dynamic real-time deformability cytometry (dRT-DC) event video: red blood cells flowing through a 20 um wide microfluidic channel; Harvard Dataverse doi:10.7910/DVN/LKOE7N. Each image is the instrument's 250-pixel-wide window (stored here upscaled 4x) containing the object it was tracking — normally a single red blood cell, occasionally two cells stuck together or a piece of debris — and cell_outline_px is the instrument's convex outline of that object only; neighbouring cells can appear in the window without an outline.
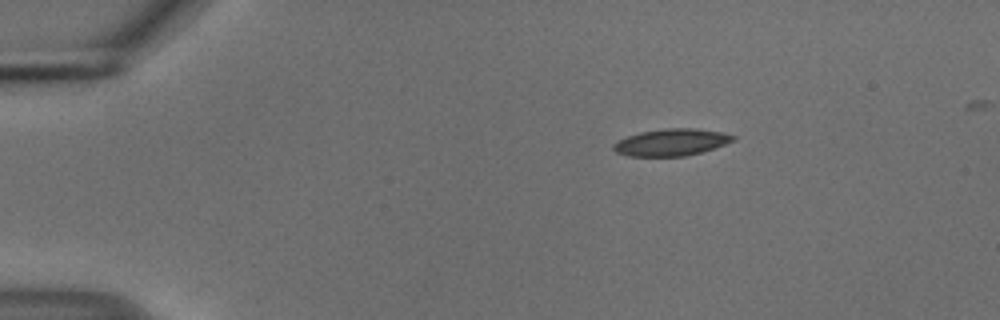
{"species": "common noctule bat (a hibernating species)", "species_latin": "Nyctalus noctula", "temperature_condition": "cold", "stored_images_in_passage": 45, "camera_frame_rate_fps": 3000, "um_per_image_px": 0.085, "animal": {"sex": "male", "body_mass_g": 18.8}, "frame": {"image": 1, "passage_image": 1, "time_ms": 0.0, "image_size_px": [1000, 320], "cell_outline_px": [[736, 140], [700, 152], [684, 156], [628, 156], [616, 152], [612, 148], [612, 144], [616, 140], [640, 132], [664, 128], [692, 128], [720, 132], [736, 136]], "centroid_in_image_um": [57.01, 12.09], "position_along_channel_um": 28.0, "area_um2": 18.67}}
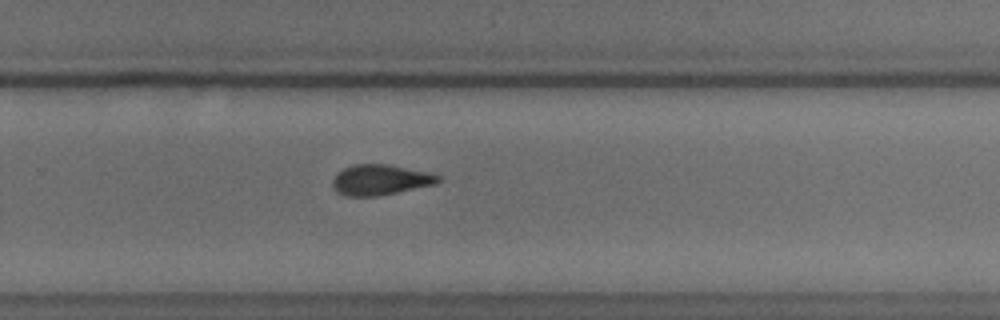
{"frame": {"image": 2, "passage_image": 28, "time_ms": 9.0, "image_size_px": [1000, 320], "cell_outline_px": [[440, 180], [436, 184], [376, 196], [348, 196], [336, 192], [332, 188], [332, 180], [336, 172], [344, 168], [356, 164], [388, 164], [436, 172], [440, 176]], "centroid_in_image_um": [32.35, 15.27], "position_along_channel_um": 297.5, "area_um2": 19.07}}
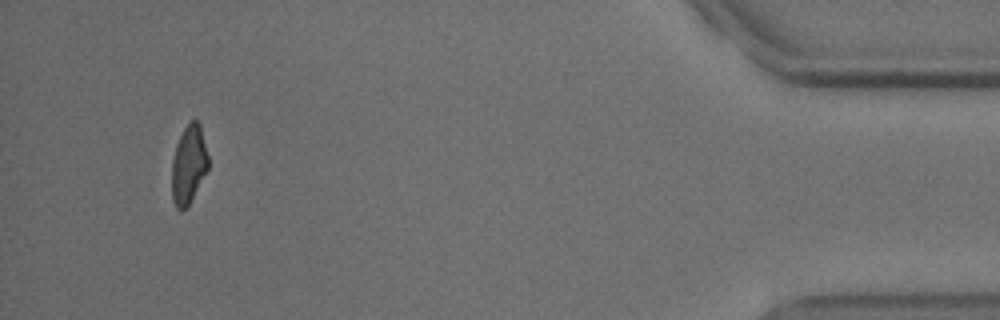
{"frame": {"image": 3, "passage_image": 43, "time_ms": 14.0, "image_size_px": [1000, 320], "cell_outline_px": [[208, 168], [188, 204], [180, 212], [176, 208], [172, 200], [172, 160], [176, 144], [184, 128], [192, 120], [196, 120], [200, 124], [208, 156]], "centroid_in_image_um": [16.02, 13.98], "position_along_channel_um": 419.2, "area_um2": 16.36}}